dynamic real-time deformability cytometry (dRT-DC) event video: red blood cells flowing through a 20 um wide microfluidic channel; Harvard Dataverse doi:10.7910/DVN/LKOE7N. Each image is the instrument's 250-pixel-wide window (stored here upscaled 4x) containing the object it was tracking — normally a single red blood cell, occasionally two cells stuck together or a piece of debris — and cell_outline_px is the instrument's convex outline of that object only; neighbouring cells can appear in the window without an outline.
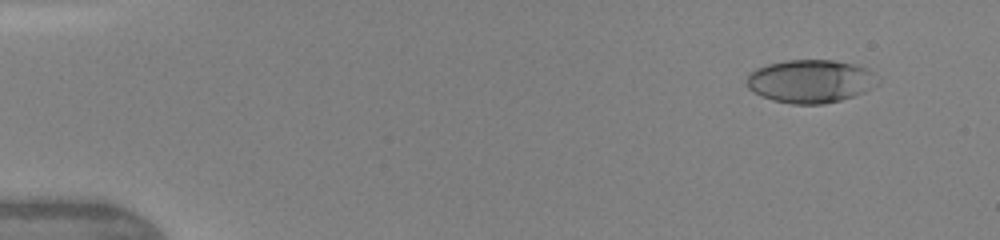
{"species": "human", "species_latin": "Homo sapiens", "temperature_condition": "warm", "stored_images_in_passage": 7, "camera_frame_rate_fps": 3000, "um_per_image_px": 0.085, "donor": {"sex": "female"}, "frame": {"image": 1, "passage_image": 2, "time_ms": 0.667, "image_size_px": [1000, 240], "cell_outline_px": [[880, 84], [864, 92], [840, 100], [824, 104], [792, 104], [772, 100], [760, 96], [748, 88], [748, 72], [756, 68], [768, 64], [784, 60], [832, 60], [852, 64], [868, 68], [880, 80]], "centroid_in_image_um": [68.9, 6.9], "position_along_channel_um": 16.1, "area_um2": 33.12}}
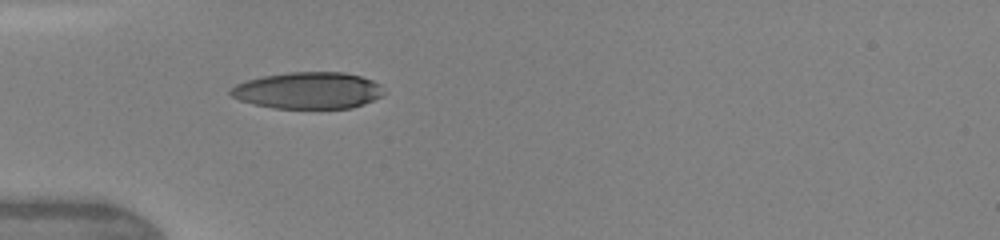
{"frame": {"image": 2, "passage_image": 6, "time_ms": 4.333, "image_size_px": [1000, 240], "cell_outline_px": [[384, 92], [380, 96], [364, 104], [352, 108], [272, 108], [252, 104], [240, 100], [232, 96], [228, 92], [236, 84], [248, 80], [264, 76], [288, 72], [344, 72], [360, 76], [372, 80], [380, 84]], "centroid_in_image_um": [26.19, 7.69], "position_along_channel_um": 58.8, "area_um2": 32.66}}